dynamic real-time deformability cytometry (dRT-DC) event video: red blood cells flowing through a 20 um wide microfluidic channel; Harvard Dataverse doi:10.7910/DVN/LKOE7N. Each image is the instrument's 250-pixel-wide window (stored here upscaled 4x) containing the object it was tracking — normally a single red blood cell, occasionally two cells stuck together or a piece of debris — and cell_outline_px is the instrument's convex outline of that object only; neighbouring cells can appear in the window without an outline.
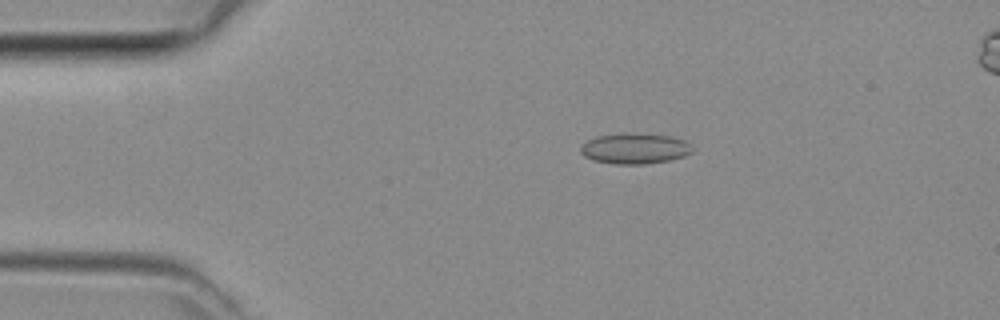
{"species": "common noctule bat (a hibernating species)", "species_latin": "Nyctalus noctula", "temperature_condition": "room temperature", "stored_images_in_passage": 46, "camera_frame_rate_fps": 3000, "um_per_image_px": 0.085, "animal": {"sex": "female", "body_mass_g": 29.2, "forearm_length_mm": 56.3}, "frame": {"image": 1, "passage_image": 9, "time_ms": 2.667, "image_size_px": [1000, 320], "cell_outline_px": [[692, 152], [684, 156], [668, 160], [644, 164], [616, 164], [592, 160], [584, 156], [580, 152], [580, 144], [596, 136], [672, 136], [684, 140], [692, 148]], "centroid_in_image_um": [53.92, 12.68], "position_along_channel_um": 31.1, "area_um2": 18.96}}
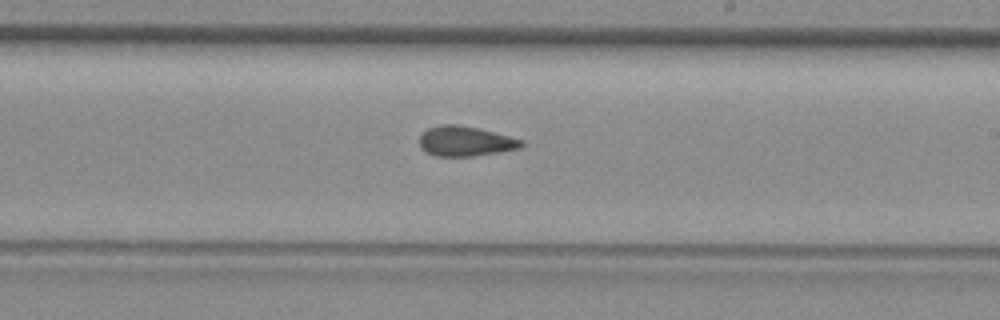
{"frame": {"image": 2, "passage_image": 27, "time_ms": 8.667, "image_size_px": [1000, 320], "cell_outline_px": [[524, 148], [472, 156], [436, 156], [420, 148], [420, 136], [428, 128], [440, 124], [460, 124], [480, 128], [524, 140]], "centroid_in_image_um": [39.6, 11.99], "position_along_channel_um": 249.4, "area_um2": 17.98}}
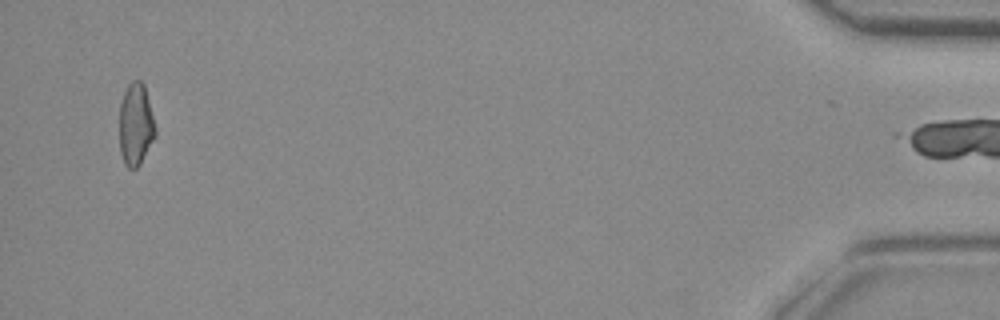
{"frame": {"image": 3, "passage_image": 45, "time_ms": 14.667, "image_size_px": [1000, 320], "cell_outline_px": [[156, 136], [140, 164], [136, 168], [128, 168], [124, 164], [120, 152], [120, 104], [124, 92], [128, 84], [132, 80], [140, 80], [144, 84], [156, 128]], "centroid_in_image_um": [11.54, 10.59], "position_along_channel_um": 423.7, "area_um2": 17.28}}